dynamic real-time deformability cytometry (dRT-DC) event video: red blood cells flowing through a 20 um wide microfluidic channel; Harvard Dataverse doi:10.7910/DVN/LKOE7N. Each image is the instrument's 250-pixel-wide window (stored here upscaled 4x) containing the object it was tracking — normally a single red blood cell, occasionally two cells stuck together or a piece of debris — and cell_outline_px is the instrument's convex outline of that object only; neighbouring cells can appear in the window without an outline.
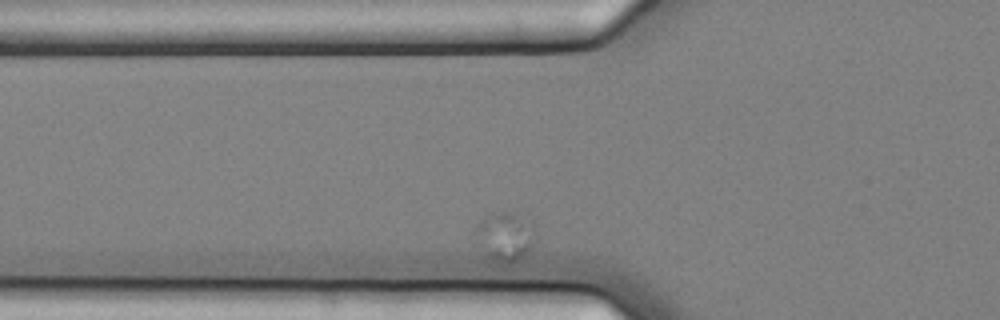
{"species": "common noctule bat (a hibernating species)", "species_latin": "Nyctalus noctula", "temperature_condition": "cold", "stored_images_in_passage": 3, "camera_frame_rate_fps": 3000, "um_per_image_px": 0.085, "animal": {"sex": "female", "body_mass_g": 25.1}, "frame": {"image": 1, "passage_image": 3, "time_ms": 0.667, "image_size_px": [1000, 320], "cell_outline_px": [[532, 244], [528, 252], [520, 260], [512, 264], [504, 264], [492, 260], [484, 256], [476, 228], [476, 224], [492, 212], [512, 212], [532, 228]], "centroid_in_image_um": [42.87, 20.17], "position_along_channel_um": 82.9, "area_um2": 16.36}}